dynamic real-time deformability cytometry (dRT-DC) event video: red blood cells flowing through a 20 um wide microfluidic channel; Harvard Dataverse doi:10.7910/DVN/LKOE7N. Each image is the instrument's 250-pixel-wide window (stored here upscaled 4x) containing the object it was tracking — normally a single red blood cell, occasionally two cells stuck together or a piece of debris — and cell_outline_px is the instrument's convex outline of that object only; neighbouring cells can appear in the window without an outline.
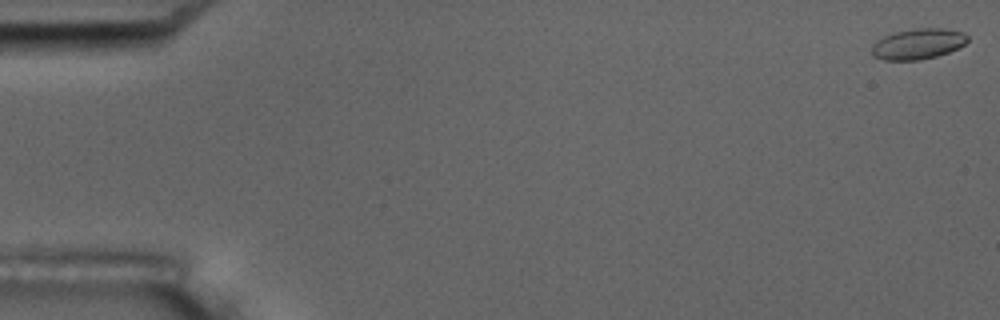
{"species": "common noctule bat (a hibernating species)", "species_latin": "Nyctalus noctula", "temperature_condition": "room temperature", "stored_images_in_passage": 5, "camera_frame_rate_fps": 3000, "um_per_image_px": 0.085, "animal": {"sex": "male", "body_mass_g": 17.5, "forearm_length_mm": 52.3}, "frame": {"image": 1, "passage_image": 1, "time_ms": 0.0, "image_size_px": [1000, 320], "cell_outline_px": [[968, 40], [964, 44], [948, 52], [936, 56], [920, 60], [884, 60], [872, 56], [872, 44], [876, 40], [884, 36], [896, 32], [916, 28], [944, 28], [964, 32], [968, 36]], "centroid_in_image_um": [78.01, 3.73], "position_along_channel_um": 7.0, "area_um2": 17.11}}
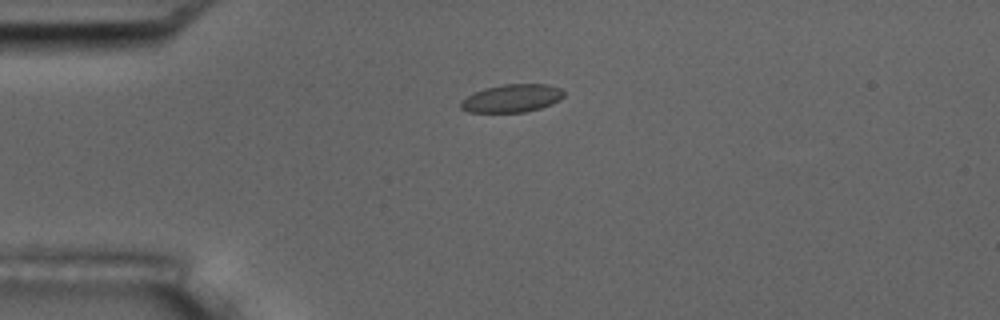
{"frame": {"image": 2, "passage_image": 4, "time_ms": 4.333, "image_size_px": [1000, 320], "cell_outline_px": [[564, 96], [560, 100], [552, 104], [540, 108], [524, 112], [468, 112], [460, 108], [460, 100], [484, 88], [504, 84], [548, 84], [560, 88], [564, 92]], "centroid_in_image_um": [43.52, 8.35], "position_along_channel_um": 41.5, "area_um2": 16.82}}